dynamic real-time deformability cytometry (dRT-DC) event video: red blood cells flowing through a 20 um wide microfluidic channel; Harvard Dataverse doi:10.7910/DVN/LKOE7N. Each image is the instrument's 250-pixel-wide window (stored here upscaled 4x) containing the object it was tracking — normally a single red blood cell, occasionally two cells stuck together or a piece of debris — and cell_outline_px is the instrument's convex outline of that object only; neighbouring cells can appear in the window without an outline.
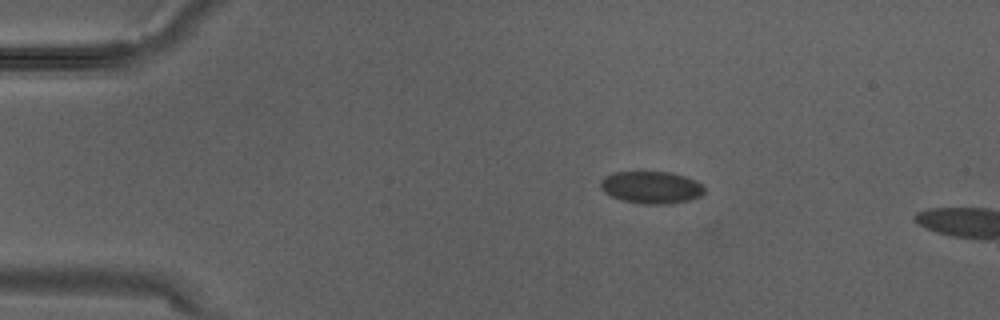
{"species": "Egyptian fruit bat (a non-hibernating species)", "species_latin": "Rousettus aegyptiacus", "temperature_condition": "warm", "stored_images_in_passage": 3, "camera_frame_rate_fps": 3000, "um_per_image_px": 0.085, "animal": {"sex": "male"}, "frame": {"image": 1, "passage_image": 2, "time_ms": 0.333, "image_size_px": [1000, 320], "cell_outline_px": [[704, 192], [700, 196], [692, 200], [672, 204], [644, 204], [624, 200], [612, 196], [604, 192], [600, 188], [600, 180], [604, 176], [616, 172], [672, 172], [696, 180], [704, 184]], "centroid_in_image_um": [55.39, 15.93], "position_along_channel_um": 29.6, "area_um2": 19.71}}